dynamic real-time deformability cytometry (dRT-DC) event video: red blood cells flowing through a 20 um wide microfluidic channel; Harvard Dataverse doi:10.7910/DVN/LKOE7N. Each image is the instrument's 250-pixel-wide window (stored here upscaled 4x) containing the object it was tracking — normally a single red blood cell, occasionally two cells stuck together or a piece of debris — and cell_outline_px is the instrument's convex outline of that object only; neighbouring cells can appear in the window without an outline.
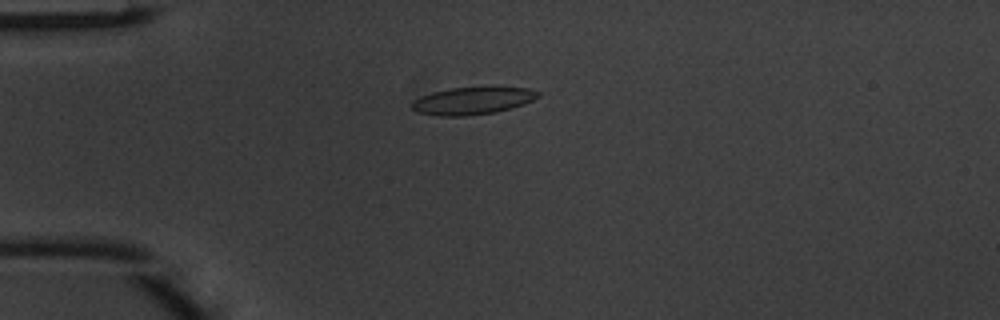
{"species": "common noctule bat (a hibernating species)", "species_latin": "Nyctalus noctula", "temperature_condition": "warm", "stored_images_in_passage": 39, "camera_frame_rate_fps": 3000, "um_per_image_px": 0.085, "animal": {"sex": "male", "body_mass_g": 20.1, "forearm_length_mm": 53.5}, "frame": {"image": 1, "passage_image": 3, "time_ms": 0.667, "image_size_px": [1000, 320], "cell_outline_px": [[540, 96], [524, 104], [512, 108], [496, 112], [468, 116], [436, 116], [416, 112], [408, 104], [412, 100], [420, 96], [432, 92], [452, 88], [496, 84], [528, 88], [540, 92]], "centroid_in_image_um": [40.19, 8.52], "position_along_channel_um": 44.8, "area_um2": 21.27}}
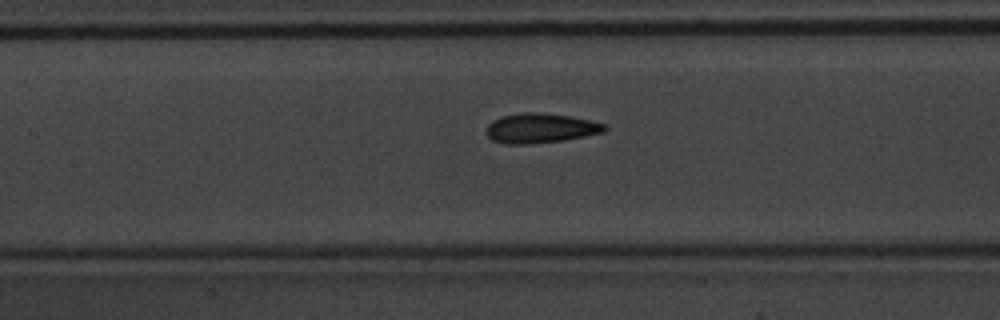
{"frame": {"image": 2, "passage_image": 13, "time_ms": 4.0, "image_size_px": [1000, 320], "cell_outline_px": [[608, 128], [604, 132], [564, 140], [528, 144], [504, 144], [492, 140], [484, 132], [488, 124], [492, 120], [504, 116], [524, 112], [536, 112], [568, 116], [592, 120], [604, 124]], "centroid_in_image_um": [45.91, 10.9], "position_along_channel_um": 161.5, "area_um2": 20.46}}
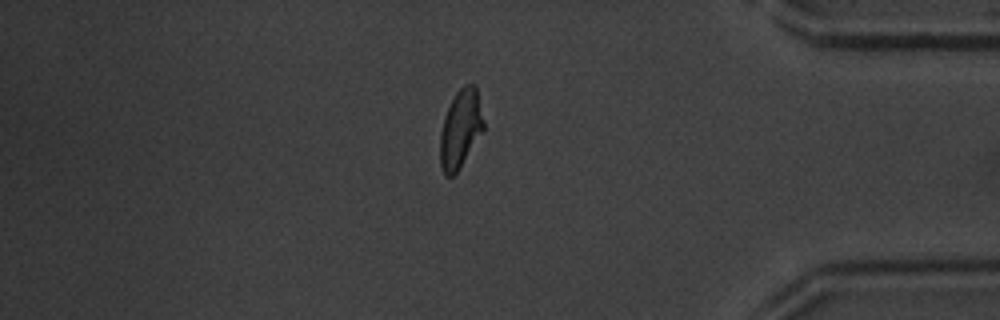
{"frame": {"image": 3, "passage_image": 32, "time_ms": 10.333, "image_size_px": [1000, 320], "cell_outline_px": [[484, 132], [460, 168], [452, 176], [444, 176], [440, 164], [440, 132], [444, 116], [456, 92], [464, 84], [476, 84], [484, 120]], "centroid_in_image_um": [39.16, 10.96], "position_along_channel_um": 396.0, "area_um2": 20.17}, "authors_computed_cell_mechanics": {"area_um2": 19.8832, "velocity_mm_per_s": 4.1336, "shape_relaxation_time_tau1_ms": 4.6164, "shape_relaxation_time_tau2_ms": 1.2257, "deformation_change_tau1": 0.1712, "deformation_change_tau2": 0.0805}}